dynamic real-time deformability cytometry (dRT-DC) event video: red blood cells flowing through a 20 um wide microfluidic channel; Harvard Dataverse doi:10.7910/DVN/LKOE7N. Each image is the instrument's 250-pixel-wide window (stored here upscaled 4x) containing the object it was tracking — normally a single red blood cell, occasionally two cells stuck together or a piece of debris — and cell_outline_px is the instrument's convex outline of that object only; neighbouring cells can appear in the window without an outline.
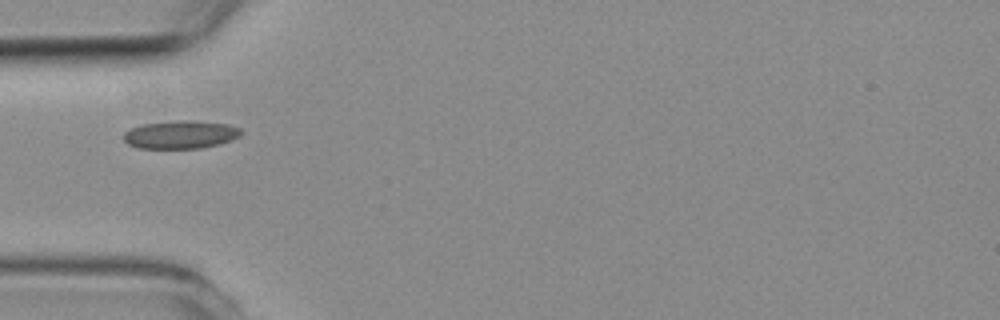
{"species": "common noctule bat (a hibernating species)", "species_latin": "Nyctalus noctula", "temperature_condition": "room temperature", "stored_images_in_passage": 1, "camera_frame_rate_fps": 3000, "um_per_image_px": 0.085, "animal": {"sex": "female", "body_mass_g": 19.3, "forearm_length_mm": 54.1}, "frame": {"image": 1, "passage_image": 1, "time_ms": 0.0, "image_size_px": [1000, 320], "cell_outline_px": [[240, 136], [216, 144], [200, 148], [136, 148], [128, 144], [124, 140], [124, 132], [132, 128], [144, 124], [176, 120], [184, 120], [228, 124], [240, 128]], "centroid_in_image_um": [15.3, 11.44], "position_along_channel_um": 69.7, "area_um2": 18.84}}